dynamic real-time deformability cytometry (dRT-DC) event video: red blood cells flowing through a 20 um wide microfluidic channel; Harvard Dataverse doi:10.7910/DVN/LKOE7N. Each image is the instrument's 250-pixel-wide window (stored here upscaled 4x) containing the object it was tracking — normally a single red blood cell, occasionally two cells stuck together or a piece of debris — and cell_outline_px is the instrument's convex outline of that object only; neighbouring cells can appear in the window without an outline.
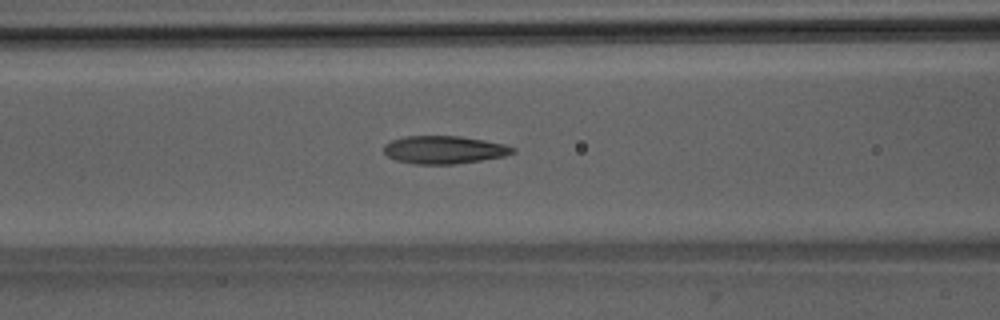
{"species": "Egyptian fruit bat (a non-hibernating species)", "species_latin": "Rousettus aegyptiacus", "temperature_condition": "room temperature", "stored_images_in_passage": 52, "segment_of_instrument_passage": [1, 2], "camera_frame_rate_fps": 3000, "um_per_image_px": 0.085, "animal": {"sex": "male"}, "frame": {"image": 1, "passage_image": 21, "time_ms": 6.667, "image_size_px": [1000, 320], "cell_outline_px": [[516, 152], [504, 156], [456, 164], [416, 164], [396, 160], [388, 156], [384, 152], [384, 144], [392, 140], [404, 136], [460, 136], [484, 140], [504, 144], [516, 148]], "centroid_in_image_um": [37.75, 12.73], "position_along_channel_um": 128.8, "area_um2": 20.92}}
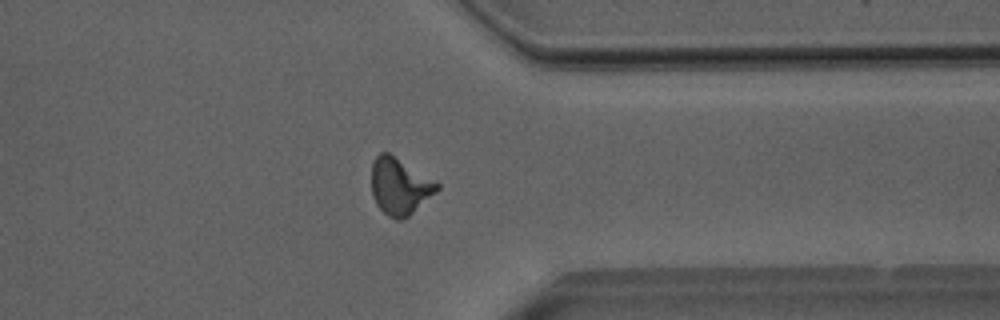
{"frame": {"image": 2, "passage_image": 40, "time_ms": 13.0, "image_size_px": [1000, 320], "cell_outline_px": [[440, 188], [436, 192], [404, 220], [396, 220], [388, 216], [376, 204], [372, 196], [372, 164], [376, 156], [380, 152], [388, 152], [440, 184]], "centroid_in_image_um": [33.96, 15.85], "position_along_channel_um": 377.4, "area_um2": 21.44}}
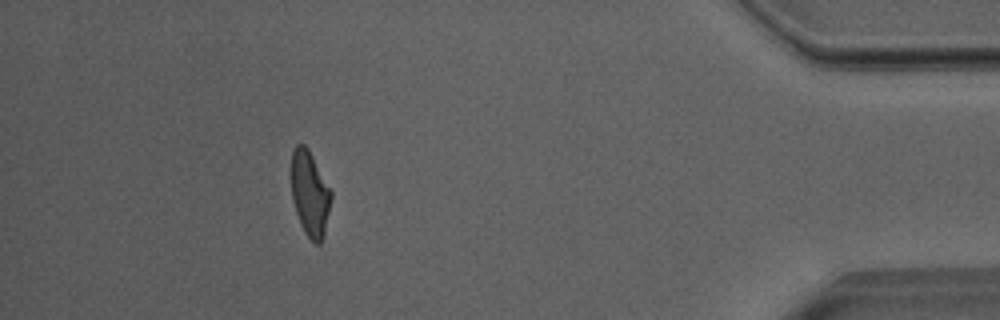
{"frame": {"image": 3, "passage_image": 46, "time_ms": 15.0, "image_size_px": [1000, 320], "cell_outline_px": [[332, 196], [324, 236], [320, 244], [316, 244], [304, 232], [300, 224], [292, 200], [292, 152], [296, 144], [304, 144], [308, 148], [332, 192]], "centroid_in_image_um": [26.35, 16.47], "position_along_channel_um": 408.9, "area_um2": 19.65}}